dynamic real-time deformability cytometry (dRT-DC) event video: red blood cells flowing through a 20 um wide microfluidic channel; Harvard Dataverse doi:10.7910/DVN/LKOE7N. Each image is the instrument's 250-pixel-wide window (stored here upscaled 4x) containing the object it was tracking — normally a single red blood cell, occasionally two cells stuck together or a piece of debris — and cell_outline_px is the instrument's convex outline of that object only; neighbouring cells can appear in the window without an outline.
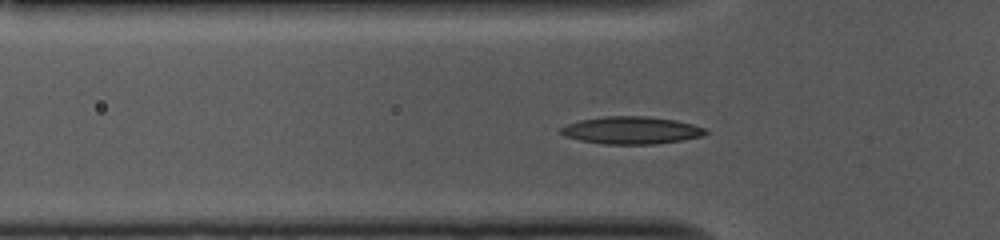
{"species": "common noctule bat (a hibernating species)", "species_latin": "Nyctalus noctula", "temperature_condition": "cold", "stored_images_in_passage": 41, "camera_frame_rate_fps": 3000, "um_per_image_px": 0.085, "animal": {"sex": "female", "body_mass_g": 10.0, "forearm_length_mm": 53.1}, "frame": {"image": 1, "passage_image": 3, "time_ms": 0.667, "image_size_px": [1000, 240], "cell_outline_px": [[712, 132], [704, 136], [656, 144], [604, 144], [580, 140], [564, 136], [560, 132], [560, 128], [568, 124], [580, 120], [604, 116], [648, 116], [676, 120], [692, 124], [704, 128]], "centroid_in_image_um": [53.7, 11.07], "position_along_channel_um": 72.1, "area_um2": 23.24}}
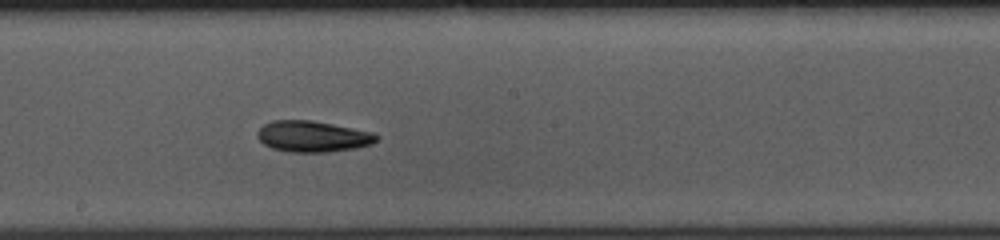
{"frame": {"image": 2, "passage_image": 15, "time_ms": 4.667, "image_size_px": [1000, 240], "cell_outline_px": [[380, 136], [372, 144], [356, 148], [324, 152], [288, 152], [272, 148], [264, 144], [256, 136], [256, 132], [264, 124], [272, 120], [312, 120], [372, 132]], "centroid_in_image_um": [26.55, 11.59], "position_along_channel_um": 221.6, "area_um2": 21.56}}
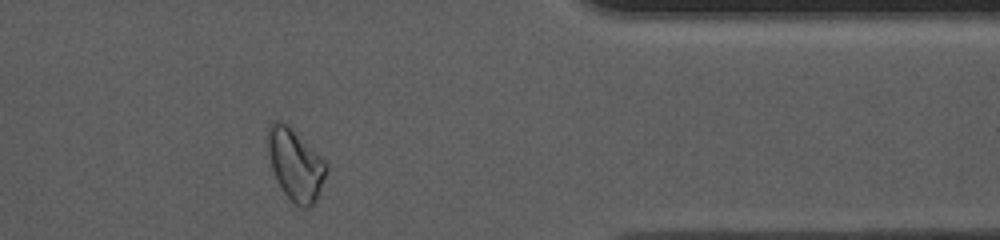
{"frame": {"image": 3, "passage_image": 30, "time_ms": 9.667, "image_size_px": [1000, 240], "cell_outline_px": [[328, 168], [316, 200], [308, 208], [300, 208], [284, 192], [276, 180], [268, 156], [264, 140], [264, 136], [268, 124], [272, 120], [280, 120], [288, 124], [328, 164]], "centroid_in_image_um": [25.04, 13.92], "position_along_channel_um": 386.4, "area_um2": 24.74}}